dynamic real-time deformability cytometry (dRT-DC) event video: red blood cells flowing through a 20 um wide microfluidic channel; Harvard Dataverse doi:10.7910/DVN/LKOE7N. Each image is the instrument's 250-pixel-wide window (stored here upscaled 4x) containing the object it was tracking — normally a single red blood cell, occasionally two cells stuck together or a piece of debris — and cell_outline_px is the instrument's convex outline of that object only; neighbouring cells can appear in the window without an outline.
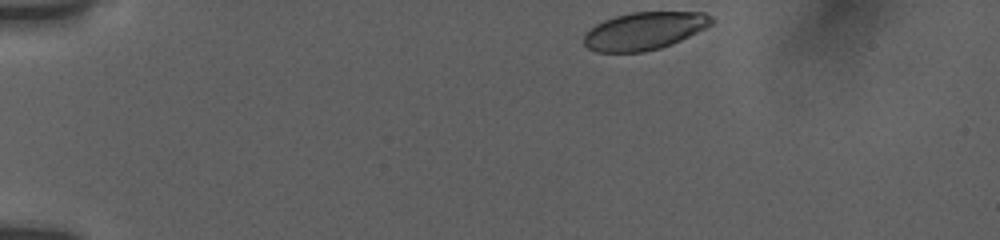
{"species": "human", "species_latin": "Homo sapiens", "temperature_condition": "room temperature", "stored_images_in_passage": 21, "camera_frame_rate_fps": 3000, "um_per_image_px": 0.085, "donor": {"sex": "female"}, "frame": {"image": 1, "passage_image": 1, "time_ms": 0.0, "image_size_px": [1000, 240], "cell_outline_px": [[712, 24], [672, 44], [660, 48], [644, 52], [596, 52], [588, 48], [584, 44], [584, 36], [596, 24], [604, 20], [616, 16], [632, 12], [704, 12], [712, 16]], "centroid_in_image_um": [54.76, 2.63], "position_along_channel_um": 30.2, "area_um2": 27.74}}
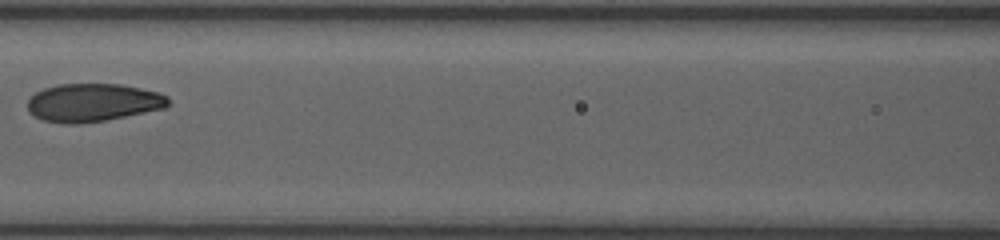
{"frame": {"image": 2, "passage_image": 9, "time_ms": 5.667, "image_size_px": [1000, 240], "cell_outline_px": [[168, 104], [164, 108], [104, 120], [76, 124], [72, 124], [44, 120], [28, 112], [28, 100], [36, 92], [44, 88], [56, 84], [120, 84], [160, 92], [168, 96]], "centroid_in_image_um": [7.89, 8.7], "position_along_channel_um": 158.7, "area_um2": 30.92}}
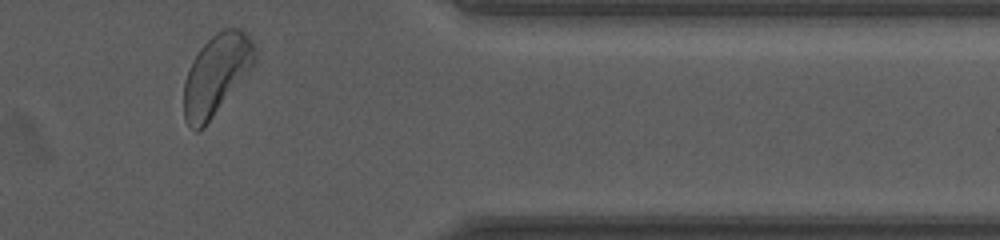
{"frame": {"image": 3, "passage_image": 18, "time_ms": 12.333, "image_size_px": [1000, 240], "cell_outline_px": [[256, 60], [204, 128], [200, 132], [196, 132], [184, 120], [184, 84], [192, 60], [200, 48], [216, 32], [224, 28], [240, 28], [252, 40], [256, 48]], "centroid_in_image_um": [18.37, 6.33], "position_along_channel_um": 393.0, "area_um2": 32.71}, "authors_computed_cell_mechanics": {"area_um2": 30.923, "velocity_mm_per_s": 3.7468, "shape_relaxation_time_tau1_ms": 2.3642, "shape_relaxation_time_tau2_ms": 1.1828, "deformation_change_tau1": 0.126, "deformation_change_tau2": 0.0601}}